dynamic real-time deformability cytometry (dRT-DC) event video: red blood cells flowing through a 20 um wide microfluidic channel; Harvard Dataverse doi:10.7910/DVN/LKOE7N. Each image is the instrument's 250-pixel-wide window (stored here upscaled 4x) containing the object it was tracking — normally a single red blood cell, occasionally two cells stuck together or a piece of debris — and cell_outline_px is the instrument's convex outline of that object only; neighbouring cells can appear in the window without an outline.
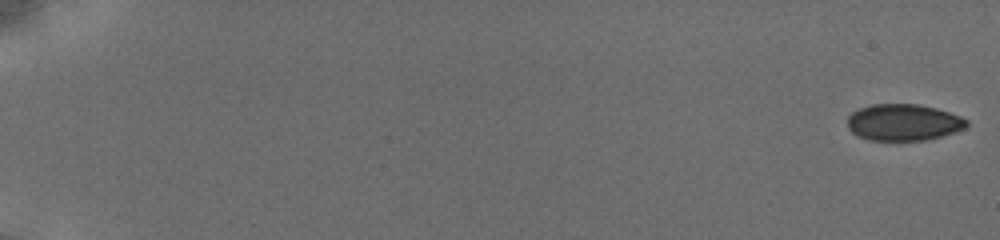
{"species": "common noctule bat (a hibernating species)", "species_latin": "Nyctalus noctula", "temperature_condition": "cold", "stored_images_in_passage": 56, "camera_frame_rate_fps": 3000, "um_per_image_px": 0.085, "animal": {"sex": "female", "body_mass_g": 19.5, "forearm_length_mm": 54.1}, "frame": {"image": 1, "passage_image": 1, "time_ms": 0.0, "image_size_px": [1000, 240], "cell_outline_px": [[968, 124], [964, 128], [940, 136], [924, 140], [872, 140], [856, 136], [848, 128], [848, 116], [852, 112], [860, 108], [872, 104], [916, 104], [936, 108], [960, 116], [968, 120]], "centroid_in_image_um": [76.76, 10.39], "position_along_channel_um": 8.2, "area_um2": 25.2}}
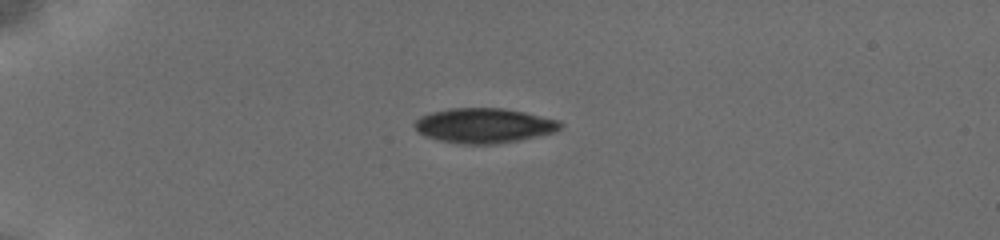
{"frame": {"image": 2, "passage_image": 19, "time_ms": 5.0, "image_size_px": [1000, 240], "cell_outline_px": [[564, 124], [556, 132], [496, 144], [460, 144], [440, 140], [424, 136], [416, 132], [412, 124], [420, 116], [432, 112], [448, 108], [504, 108], [524, 112], [560, 120]], "centroid_in_image_um": [41.11, 10.67], "position_along_channel_um": 43.9, "area_um2": 29.77}}
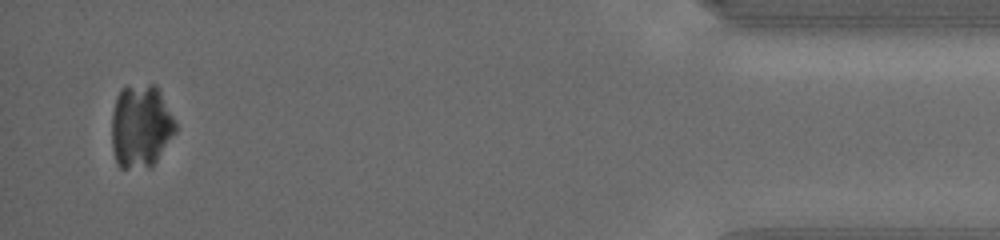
{"frame": {"image": 3, "passage_image": 56, "time_ms": 17.667, "image_size_px": [1000, 240], "cell_outline_px": [[176, 132], [152, 168], [120, 168], [116, 160], [112, 148], [112, 112], [120, 88], [128, 84], [156, 84], [176, 120]], "centroid_in_image_um": [11.98, 10.71], "position_along_channel_um": 423.2, "area_um2": 31.56}}